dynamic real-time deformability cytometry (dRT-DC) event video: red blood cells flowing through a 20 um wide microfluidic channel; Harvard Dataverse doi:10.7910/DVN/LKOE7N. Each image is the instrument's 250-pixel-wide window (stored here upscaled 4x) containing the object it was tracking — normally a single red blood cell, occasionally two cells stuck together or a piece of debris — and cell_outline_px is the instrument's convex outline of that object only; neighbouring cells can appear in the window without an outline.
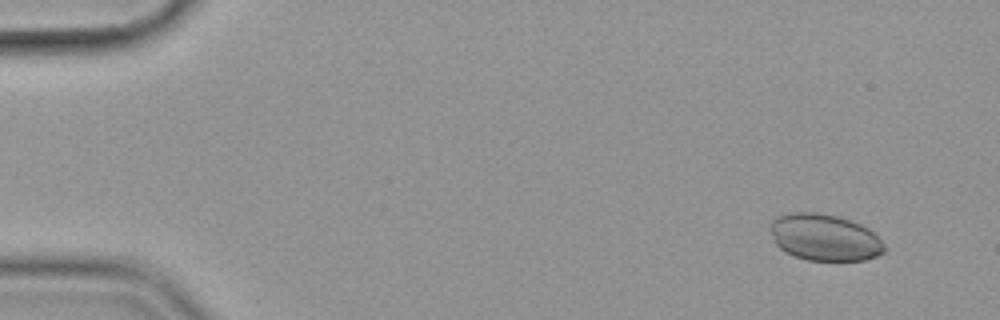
{"species": "common noctule bat (a hibernating species)", "species_latin": "Nyctalus noctula", "temperature_condition": "cold", "stored_images_in_passage": 57, "camera_frame_rate_fps": 3000, "um_per_image_px": 0.085, "animal": {"sex": "female", "body_mass_g": 19.9}, "frame": {"image": 1, "passage_image": 5, "time_ms": 1.333, "image_size_px": [1000, 320], "cell_outline_px": [[888, 248], [884, 252], [876, 256], [864, 260], [808, 260], [784, 252], [776, 244], [768, 228], [768, 224], [776, 216], [788, 212], [816, 212], [840, 216], [860, 224], [868, 228]], "centroid_in_image_um": [70.05, 20.16], "position_along_channel_um": 15.0, "area_um2": 31.33}}
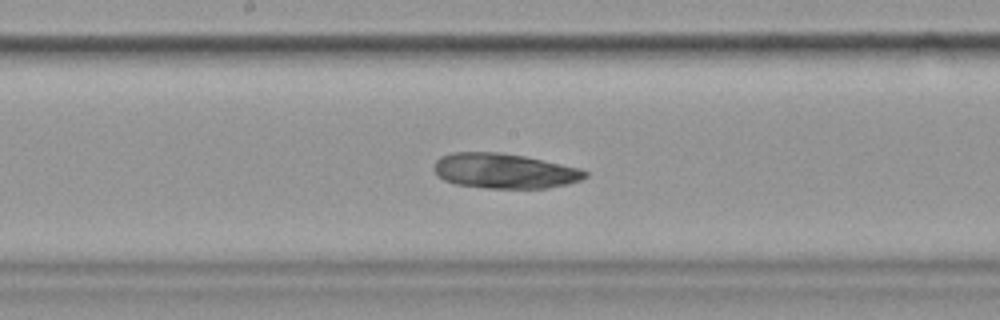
{"frame": {"image": 2, "passage_image": 31, "time_ms": 10.0, "image_size_px": [1000, 320], "cell_outline_px": [[588, 176], [580, 180], [568, 184], [548, 188], [488, 188], [456, 184], [444, 180], [436, 176], [432, 168], [432, 164], [440, 156], [452, 152], [500, 152], [524, 156], [580, 168], [588, 172]], "centroid_in_image_um": [42.83, 14.52], "position_along_channel_um": 205.4, "area_um2": 31.1}}
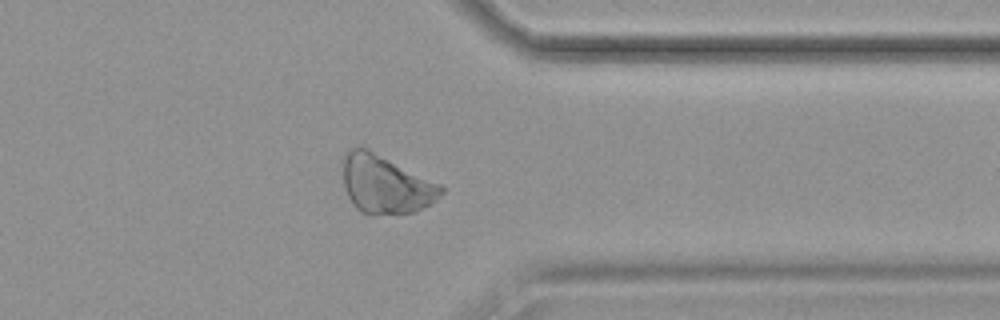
{"frame": {"image": 3, "passage_image": 46, "time_ms": 15.0, "image_size_px": [1000, 320], "cell_outline_px": [[444, 192], [440, 196], [428, 204], [412, 212], [364, 212], [356, 208], [348, 196], [344, 184], [344, 152], [352, 148], [368, 148], [440, 184], [444, 188]], "centroid_in_image_um": [32.77, 15.62], "position_along_channel_um": 378.6, "area_um2": 32.31}}